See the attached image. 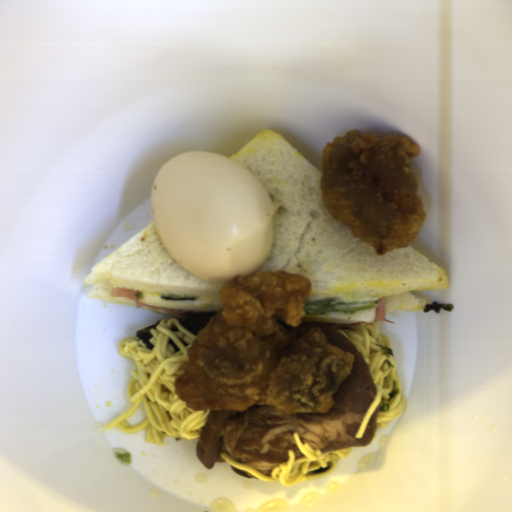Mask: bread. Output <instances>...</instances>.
I'll return each instance as SVG.
<instances>
[{
    "instance_id": "obj_1",
    "label": "bread",
    "mask_w": 512,
    "mask_h": 512,
    "mask_svg": "<svg viewBox=\"0 0 512 512\" xmlns=\"http://www.w3.org/2000/svg\"><path fill=\"white\" fill-rule=\"evenodd\" d=\"M229 158L253 173L273 209L271 252L259 271L309 278V297L385 300V315L422 311L412 291H442L449 277L412 246L376 255L329 212L320 172L283 136L263 129ZM258 271V272H259Z\"/></svg>"
},
{
    "instance_id": "obj_2",
    "label": "bread",
    "mask_w": 512,
    "mask_h": 512,
    "mask_svg": "<svg viewBox=\"0 0 512 512\" xmlns=\"http://www.w3.org/2000/svg\"><path fill=\"white\" fill-rule=\"evenodd\" d=\"M89 299L135 306L133 299L110 297L113 288L201 297H219L223 287L185 270L162 243L154 221L91 267L82 279Z\"/></svg>"
}]
</instances>
